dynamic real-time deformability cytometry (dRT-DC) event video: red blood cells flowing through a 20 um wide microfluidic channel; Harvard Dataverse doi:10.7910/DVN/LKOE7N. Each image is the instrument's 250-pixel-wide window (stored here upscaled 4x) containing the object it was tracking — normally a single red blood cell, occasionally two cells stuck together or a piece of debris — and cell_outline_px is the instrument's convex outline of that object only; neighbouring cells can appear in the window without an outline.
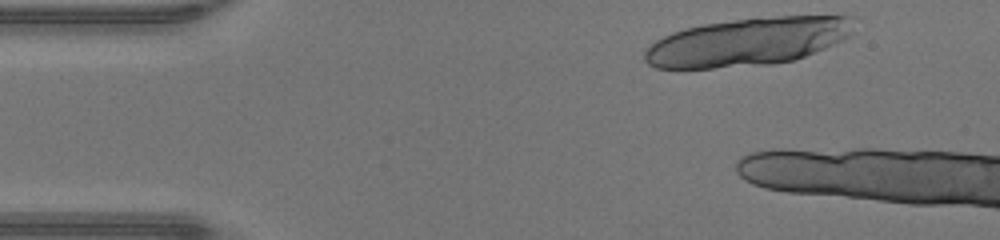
{"species": "human", "species_latin": "Homo sapiens", "temperature_condition": "warm", "stored_images_in_passage": 7, "camera_frame_rate_fps": 3000, "um_per_image_px": 0.085, "donor": {"sex": "male"}, "frame": {"image": 1, "passage_image": 1, "time_ms": 0.0, "image_size_px": [1000, 240], "cell_outline_px": [[860, 16], [852, 32], [844, 40], [804, 56], [792, 60], [772, 64], [712, 68], [656, 68], [648, 64], [644, 60], [644, 52], [656, 40], [672, 32], [684, 28], [704, 24], [756, 16]], "centroid_in_image_um": [63.6, 3.53], "position_along_channel_um": 21.4, "area_um2": 59.01}}